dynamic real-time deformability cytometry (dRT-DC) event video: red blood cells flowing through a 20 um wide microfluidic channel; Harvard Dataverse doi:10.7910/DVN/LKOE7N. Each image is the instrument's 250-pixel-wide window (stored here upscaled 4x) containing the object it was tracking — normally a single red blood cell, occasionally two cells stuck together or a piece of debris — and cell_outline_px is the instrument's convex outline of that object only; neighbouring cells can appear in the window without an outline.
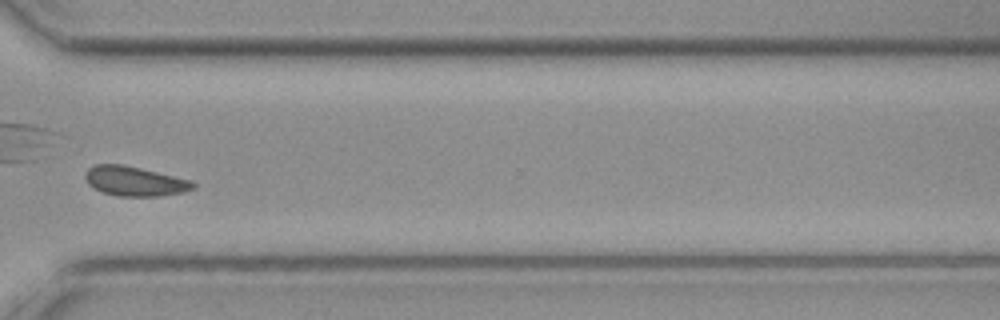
{"species": "common noctule bat (a hibernating species)", "species_latin": "Nyctalus noctula", "temperature_condition": "cold", "stored_images_in_passage": 46, "camera_frame_rate_fps": 3000, "um_per_image_px": 0.085, "animal": {"sex": "female", "body_mass_g": 19.3, "forearm_length_mm": 54.1}, "frame": {"image": 1, "passage_image": 33, "time_ms": 10.667, "image_size_px": [1000, 320], "cell_outline_px": [[196, 188], [184, 192], [160, 196], [120, 196], [104, 192], [92, 188], [88, 184], [84, 176], [84, 172], [88, 168], [96, 164], [124, 164], [192, 180], [196, 184]], "centroid_in_image_um": [11.46, 15.39], "position_along_channel_um": 359.1, "area_um2": 18.79}}